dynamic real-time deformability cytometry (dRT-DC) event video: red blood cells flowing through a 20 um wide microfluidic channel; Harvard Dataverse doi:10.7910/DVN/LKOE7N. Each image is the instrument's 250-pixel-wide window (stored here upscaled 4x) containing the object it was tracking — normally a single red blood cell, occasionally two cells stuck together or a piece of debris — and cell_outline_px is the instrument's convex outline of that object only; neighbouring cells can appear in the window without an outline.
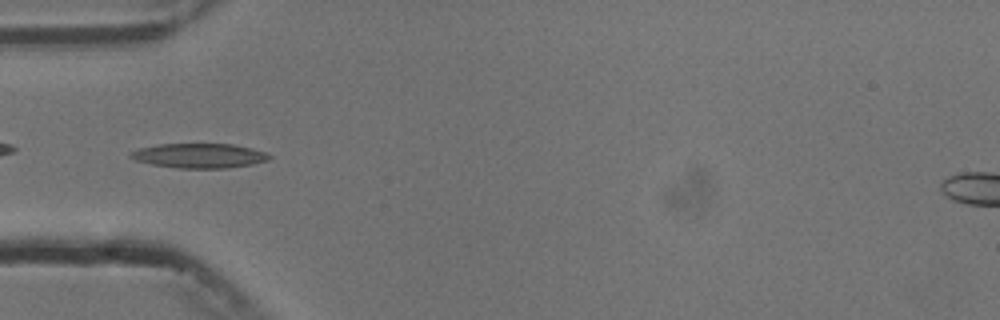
{"species": "common noctule bat (a hibernating species)", "species_latin": "Nyctalus noctula", "temperature_condition": "cold", "stored_images_in_passage": 7, "camera_frame_rate_fps": 3000, "um_per_image_px": 0.085, "animal": {"sex": "male", "body_mass_g": 13.3}, "frame": {"image": 1, "passage_image": 5, "time_ms": 4.667, "image_size_px": [1000, 320], "cell_outline_px": [[272, 156], [268, 160], [252, 164], [228, 168], [180, 168], [152, 164], [136, 160], [128, 156], [128, 152], [140, 148], [160, 144], [232, 144], [252, 148], [264, 152]], "centroid_in_image_um": [16.93, 13.23], "position_along_channel_um": 68.1, "area_um2": 19.77}}
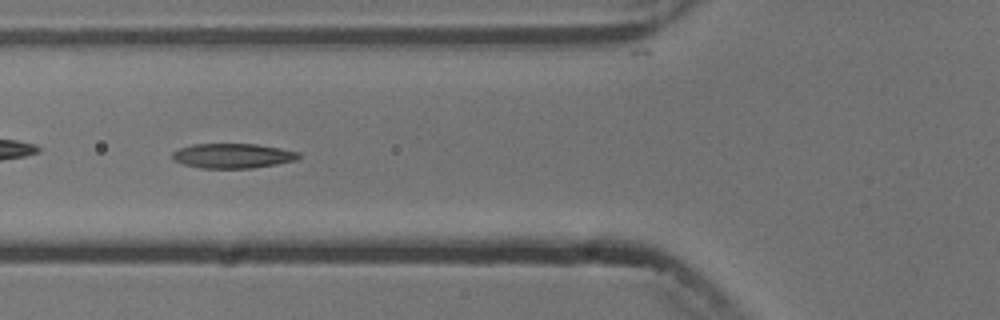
{"frame": {"image": 2, "passage_image": 6, "time_ms": 5.667, "image_size_px": [1000, 320], "cell_outline_px": [[300, 156], [296, 160], [276, 164], [252, 168], [200, 168], [184, 164], [172, 160], [172, 152], [180, 148], [192, 144], [256, 144], [280, 148], [300, 152]], "centroid_in_image_um": [19.77, 13.24], "position_along_channel_um": 106.0, "area_um2": 18.21}}
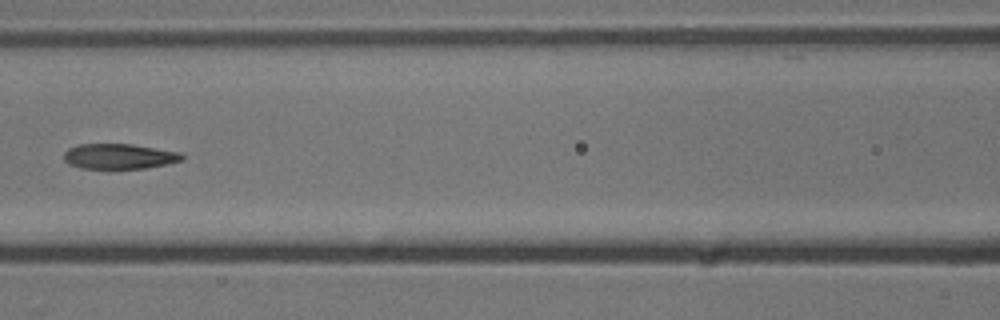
{"frame": {"image": 3, "passage_image": 7, "time_ms": 7.0, "image_size_px": [1000, 320], "cell_outline_px": [[184, 160], [168, 164], [144, 168], [80, 168], [68, 164], [64, 160], [64, 152], [68, 148], [76, 144], [132, 144], [180, 152], [184, 156]], "centroid_in_image_um": [10.12, 13.28], "position_along_channel_um": 156.5, "area_um2": 17.46}}